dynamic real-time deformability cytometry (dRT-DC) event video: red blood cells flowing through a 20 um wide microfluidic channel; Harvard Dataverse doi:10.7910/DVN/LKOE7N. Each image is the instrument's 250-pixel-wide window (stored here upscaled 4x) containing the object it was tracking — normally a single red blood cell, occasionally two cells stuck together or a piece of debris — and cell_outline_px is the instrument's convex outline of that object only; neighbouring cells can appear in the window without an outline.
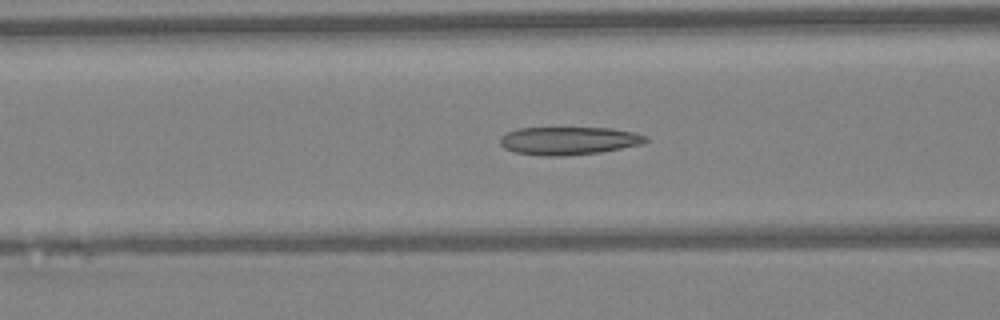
{"species": "Egyptian fruit bat (a non-hibernating species)", "species_latin": "Rousettus aegyptiacus", "temperature_condition": "warm", "stored_images_in_passage": 48, "camera_frame_rate_fps": 3000, "um_per_image_px": 0.085, "animal": {"sex": "female"}, "frame": {"image": 1, "passage_image": 19, "time_ms": 6.0, "image_size_px": [1000, 320], "cell_outline_px": [[648, 140], [640, 144], [600, 152], [560, 156], [544, 156], [516, 152], [504, 148], [500, 144], [500, 136], [516, 128], [612, 128], [636, 132], [648, 136]], "centroid_in_image_um": [48.34, 11.95], "position_along_channel_um": 118.3, "area_um2": 23.7}}
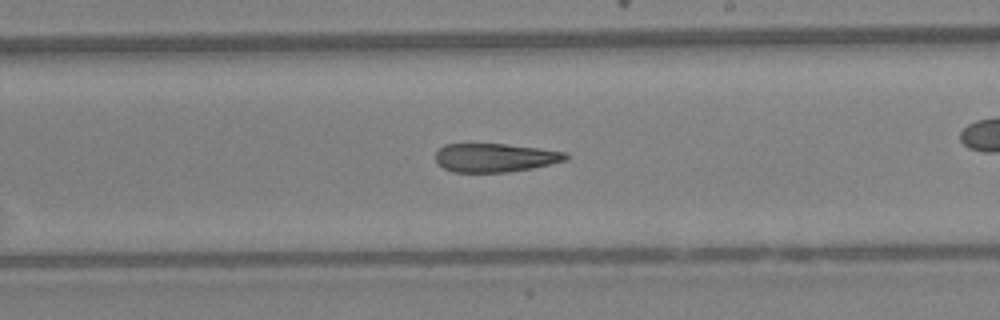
{"frame": {"image": 2, "passage_image": 28, "time_ms": 9.0, "image_size_px": [1000, 320], "cell_outline_px": [[568, 160], [532, 168], [508, 172], [452, 172], [444, 168], [436, 160], [436, 152], [444, 144], [504, 144], [568, 152]], "centroid_in_image_um": [42.09, 13.4], "position_along_channel_um": 246.9, "area_um2": 21.62}}
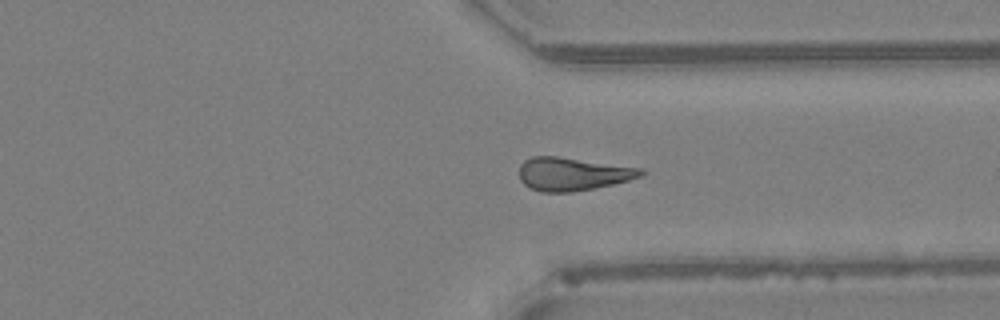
{"frame": {"image": 3, "passage_image": 36, "time_ms": 11.667, "image_size_px": [1000, 320], "cell_outline_px": [[644, 172], [640, 176], [628, 180], [612, 184], [572, 192], [540, 192], [524, 184], [520, 180], [520, 164], [524, 160], [532, 156], [556, 156], [644, 168]], "centroid_in_image_um": [48.65, 14.78], "position_along_channel_um": 362.7, "area_um2": 23.35}, "authors_computed_cell_mechanics": {"area_um2": 23.4379, "velocity_mm_per_s": 4.3228, "shape_relaxation_time_tau1_ms": null, "shape_relaxation_time_tau2_ms": 8.1101, "deformation_change_tau1": null, "deformation_change_tau2": 0.212}}